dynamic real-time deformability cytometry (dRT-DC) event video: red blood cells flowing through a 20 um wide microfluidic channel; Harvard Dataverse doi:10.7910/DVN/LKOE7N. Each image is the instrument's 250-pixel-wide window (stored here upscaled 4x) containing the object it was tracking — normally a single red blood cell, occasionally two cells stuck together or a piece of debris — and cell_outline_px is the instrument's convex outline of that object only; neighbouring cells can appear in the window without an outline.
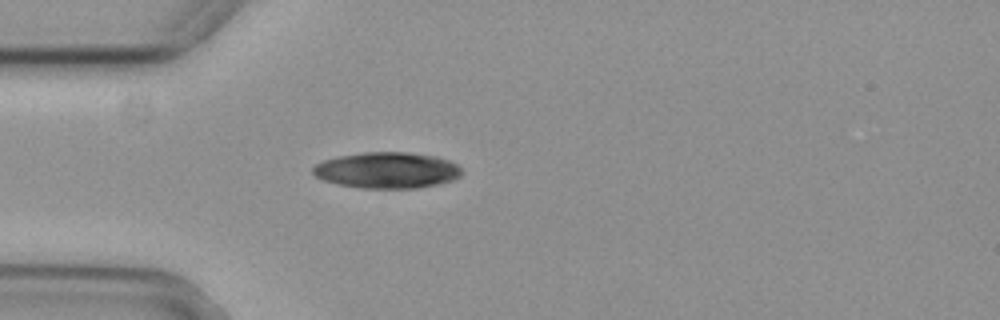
{"species": "common noctule bat (a hibernating species)", "species_latin": "Nyctalus noctula", "temperature_condition": "cold", "stored_images_in_passage": 2, "camera_frame_rate_fps": 3000, "um_per_image_px": 0.085, "animal": {"sex": "female", "body_mass_g": 29.2, "forearm_length_mm": 56.3}, "frame": {"image": 1, "passage_image": 2, "time_ms": 0.333, "image_size_px": [1000, 320], "cell_outline_px": [[460, 176], [452, 180], [436, 184], [416, 188], [364, 188], [340, 184], [324, 180], [316, 176], [312, 172], [312, 168], [316, 164], [324, 160], [340, 156], [364, 152], [408, 152], [436, 156], [448, 160], [456, 164], [460, 168]], "centroid_in_image_um": [32.89, 14.46], "position_along_channel_um": 52.1, "area_um2": 30.98}}